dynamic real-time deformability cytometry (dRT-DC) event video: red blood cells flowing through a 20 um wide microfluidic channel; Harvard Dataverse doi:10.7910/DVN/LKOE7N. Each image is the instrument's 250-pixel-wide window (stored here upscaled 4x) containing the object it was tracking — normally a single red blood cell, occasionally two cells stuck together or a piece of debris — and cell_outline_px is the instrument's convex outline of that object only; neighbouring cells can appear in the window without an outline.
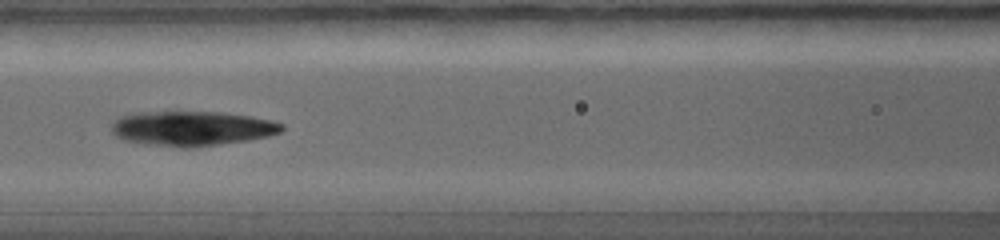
{"species": "common noctule bat (a hibernating species)", "species_latin": "Nyctalus noctula", "temperature_condition": "warm", "stored_images_in_passage": 8, "camera_frame_rate_fps": 5000, "um_per_image_px": 0.085, "animal": {"sex": "female", "body_mass_g": 19.0, "forearm_length_mm": 56.7}, "frame": {"image": 1, "passage_image": 7, "time_ms": 3.2, "image_size_px": [1000, 240], "cell_outline_px": [[284, 128], [280, 132], [264, 136], [244, 140], [216, 144], [168, 144], [128, 140], [120, 136], [112, 128], [116, 120], [124, 116], [164, 112], [204, 112], [244, 116], [264, 120], [280, 124]], "centroid_in_image_um": [16.38, 10.88], "position_along_channel_um": 150.2, "area_um2": 31.04}}
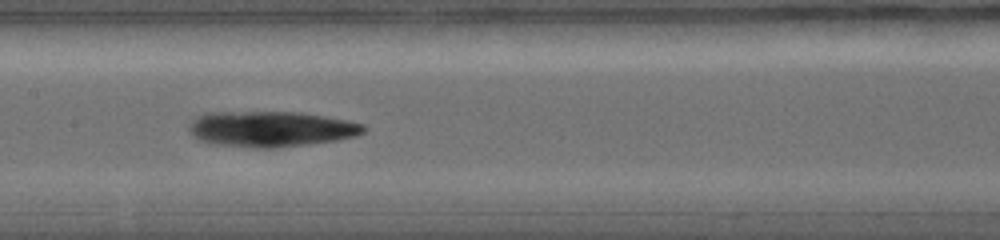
{"frame": {"image": 2, "passage_image": 8, "time_ms": 3.8, "image_size_px": [1000, 240], "cell_outline_px": [[364, 128], [360, 132], [348, 136], [328, 140], [268, 148], [264, 148], [232, 144], [204, 140], [196, 136], [192, 132], [192, 124], [200, 116], [252, 112], [292, 112], [320, 116], [360, 124]], "centroid_in_image_um": [23.06, 10.95], "position_along_channel_um": 184.3, "area_um2": 32.83}}